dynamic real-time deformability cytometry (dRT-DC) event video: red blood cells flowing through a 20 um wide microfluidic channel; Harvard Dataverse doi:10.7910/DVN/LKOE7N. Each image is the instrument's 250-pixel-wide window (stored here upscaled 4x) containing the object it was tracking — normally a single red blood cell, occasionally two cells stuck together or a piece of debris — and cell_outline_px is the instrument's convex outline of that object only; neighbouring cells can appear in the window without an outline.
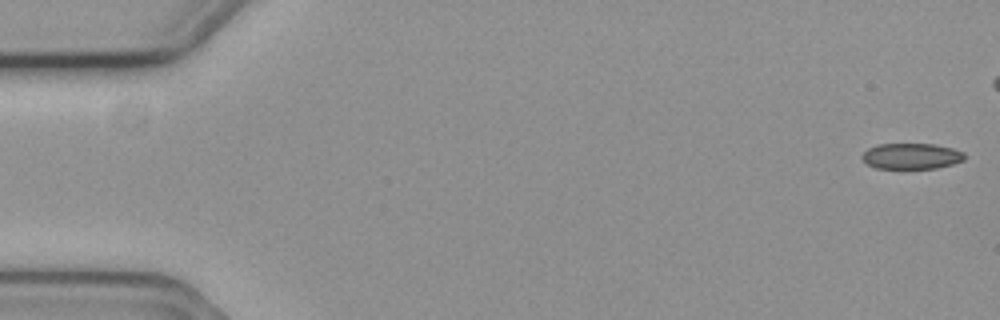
{"species": "common noctule bat (a hibernating species)", "species_latin": "Nyctalus noctula", "temperature_condition": "cold", "stored_images_in_passage": 5, "camera_frame_rate_fps": 3000, "um_per_image_px": 0.085, "animal": {"sex": "female", "body_mass_g": 19.3, "forearm_length_mm": 54.1}, "frame": {"image": 1, "passage_image": 1, "time_ms": 0.0, "image_size_px": [1000, 320], "cell_outline_px": [[964, 160], [952, 164], [936, 168], [876, 168], [868, 164], [860, 156], [868, 148], [880, 144], [932, 144], [952, 148], [964, 152]], "centroid_in_image_um": [77.47, 13.27], "position_along_channel_um": 7.5, "area_um2": 15.26}}